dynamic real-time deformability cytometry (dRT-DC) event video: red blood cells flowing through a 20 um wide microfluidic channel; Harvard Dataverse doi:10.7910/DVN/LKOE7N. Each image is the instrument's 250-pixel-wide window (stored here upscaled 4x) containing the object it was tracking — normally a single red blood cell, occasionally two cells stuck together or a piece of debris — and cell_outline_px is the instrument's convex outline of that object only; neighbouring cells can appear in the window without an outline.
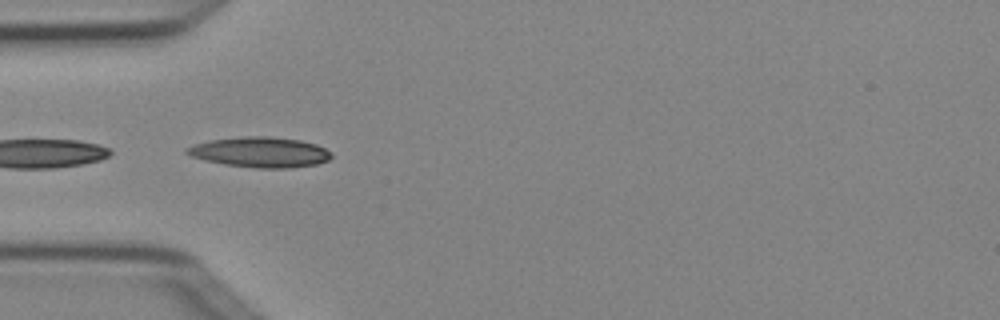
{"species": "Egyptian fruit bat (a non-hibernating species)", "species_latin": "Rousettus aegyptiacus", "temperature_condition": "cold", "stored_images_in_passage": 7, "camera_frame_rate_fps": 3000, "um_per_image_px": 0.085, "animal": {"sex": "female"}, "frame": {"image": 1, "passage_image": 4, "time_ms": 1.0, "image_size_px": [1000, 320], "cell_outline_px": [[332, 156], [328, 160], [316, 164], [288, 168], [256, 168], [224, 164], [204, 160], [192, 156], [184, 152], [184, 148], [208, 140], [244, 136], [268, 136], [300, 140], [316, 144], [332, 152]], "centroid_in_image_um": [22.1, 12.93], "position_along_channel_um": 62.9, "area_um2": 25.55}}
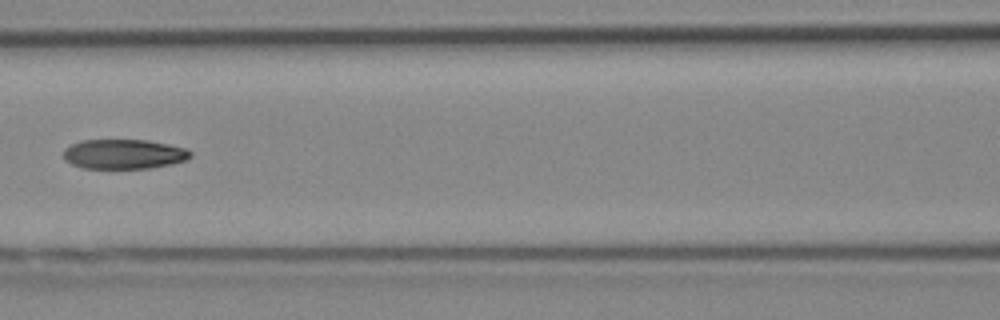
{"frame": {"image": 2, "passage_image": 6, "time_ms": 1.667, "image_size_px": [1000, 320], "cell_outline_px": [[192, 156], [188, 160], [172, 164], [152, 168], [84, 168], [72, 164], [64, 160], [64, 148], [80, 140], [148, 140], [188, 148], [192, 152]], "centroid_in_image_um": [10.57, 13.09], "position_along_channel_um": 156.0, "area_um2": 22.2}}
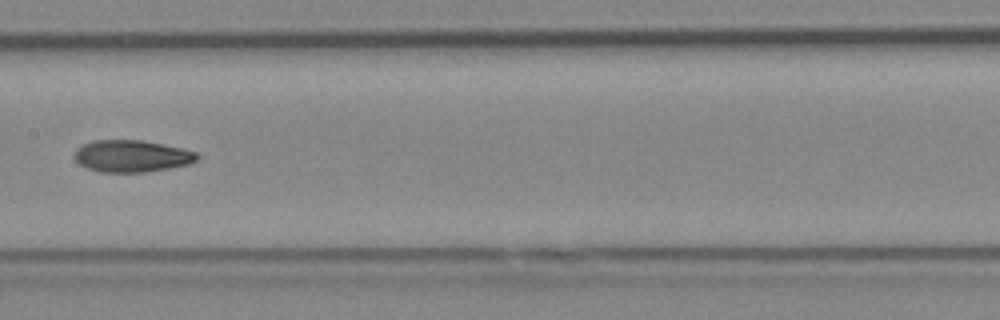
{"frame": {"image": 3, "passage_image": 7, "time_ms": 2.0, "image_size_px": [1000, 320], "cell_outline_px": [[200, 156], [196, 160], [188, 164], [168, 168], [144, 172], [100, 172], [88, 168], [80, 164], [72, 156], [76, 148], [92, 140], [140, 140], [184, 148], [196, 152]], "centroid_in_image_um": [11.17, 13.26], "position_along_channel_um": 196.2, "area_um2": 22.83}}